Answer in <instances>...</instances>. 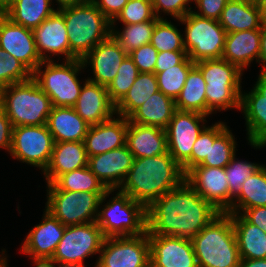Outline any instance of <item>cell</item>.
I'll return each instance as SVG.
<instances>
[{
  "label": "cell",
  "mask_w": 266,
  "mask_h": 267,
  "mask_svg": "<svg viewBox=\"0 0 266 267\" xmlns=\"http://www.w3.org/2000/svg\"><path fill=\"white\" fill-rule=\"evenodd\" d=\"M220 213L185 180L146 209L147 232L191 240Z\"/></svg>",
  "instance_id": "obj_1"
},
{
  "label": "cell",
  "mask_w": 266,
  "mask_h": 267,
  "mask_svg": "<svg viewBox=\"0 0 266 267\" xmlns=\"http://www.w3.org/2000/svg\"><path fill=\"white\" fill-rule=\"evenodd\" d=\"M184 181L182 167L167 152L153 157L134 158L133 165L117 190L128 194L147 209Z\"/></svg>",
  "instance_id": "obj_2"
},
{
  "label": "cell",
  "mask_w": 266,
  "mask_h": 267,
  "mask_svg": "<svg viewBox=\"0 0 266 267\" xmlns=\"http://www.w3.org/2000/svg\"><path fill=\"white\" fill-rule=\"evenodd\" d=\"M198 267H238L240 254L229 213H220L192 239Z\"/></svg>",
  "instance_id": "obj_3"
},
{
  "label": "cell",
  "mask_w": 266,
  "mask_h": 267,
  "mask_svg": "<svg viewBox=\"0 0 266 267\" xmlns=\"http://www.w3.org/2000/svg\"><path fill=\"white\" fill-rule=\"evenodd\" d=\"M64 17L70 55L82 60L100 42L111 35V21L91 0L59 10Z\"/></svg>",
  "instance_id": "obj_4"
},
{
  "label": "cell",
  "mask_w": 266,
  "mask_h": 267,
  "mask_svg": "<svg viewBox=\"0 0 266 267\" xmlns=\"http://www.w3.org/2000/svg\"><path fill=\"white\" fill-rule=\"evenodd\" d=\"M206 82L207 116L215 110L240 109L242 70L220 59H206L195 63Z\"/></svg>",
  "instance_id": "obj_5"
},
{
  "label": "cell",
  "mask_w": 266,
  "mask_h": 267,
  "mask_svg": "<svg viewBox=\"0 0 266 267\" xmlns=\"http://www.w3.org/2000/svg\"><path fill=\"white\" fill-rule=\"evenodd\" d=\"M0 103L13 127L47 124L50 98L31 78L0 89Z\"/></svg>",
  "instance_id": "obj_6"
},
{
  "label": "cell",
  "mask_w": 266,
  "mask_h": 267,
  "mask_svg": "<svg viewBox=\"0 0 266 267\" xmlns=\"http://www.w3.org/2000/svg\"><path fill=\"white\" fill-rule=\"evenodd\" d=\"M84 68L80 59L65 60L62 64L43 61L32 73V79L50 98L52 107H73L82 88L77 76Z\"/></svg>",
  "instance_id": "obj_7"
},
{
  "label": "cell",
  "mask_w": 266,
  "mask_h": 267,
  "mask_svg": "<svg viewBox=\"0 0 266 267\" xmlns=\"http://www.w3.org/2000/svg\"><path fill=\"white\" fill-rule=\"evenodd\" d=\"M47 203L45 209L63 225H81L95 222L98 211L107 196L116 190L106 192H73L58 190L47 183Z\"/></svg>",
  "instance_id": "obj_8"
},
{
  "label": "cell",
  "mask_w": 266,
  "mask_h": 267,
  "mask_svg": "<svg viewBox=\"0 0 266 267\" xmlns=\"http://www.w3.org/2000/svg\"><path fill=\"white\" fill-rule=\"evenodd\" d=\"M102 207L96 222L105 238L141 235L147 231L146 208L128 194L118 190Z\"/></svg>",
  "instance_id": "obj_9"
},
{
  "label": "cell",
  "mask_w": 266,
  "mask_h": 267,
  "mask_svg": "<svg viewBox=\"0 0 266 267\" xmlns=\"http://www.w3.org/2000/svg\"><path fill=\"white\" fill-rule=\"evenodd\" d=\"M178 21L186 25L183 45L192 62L222 57L226 31L217 20L200 17L191 11Z\"/></svg>",
  "instance_id": "obj_10"
},
{
  "label": "cell",
  "mask_w": 266,
  "mask_h": 267,
  "mask_svg": "<svg viewBox=\"0 0 266 267\" xmlns=\"http://www.w3.org/2000/svg\"><path fill=\"white\" fill-rule=\"evenodd\" d=\"M105 237L97 222L66 226L53 257L46 263L85 267V258L100 253Z\"/></svg>",
  "instance_id": "obj_11"
},
{
  "label": "cell",
  "mask_w": 266,
  "mask_h": 267,
  "mask_svg": "<svg viewBox=\"0 0 266 267\" xmlns=\"http://www.w3.org/2000/svg\"><path fill=\"white\" fill-rule=\"evenodd\" d=\"M54 140L46 124L13 127L10 156L39 167L44 172L48 167Z\"/></svg>",
  "instance_id": "obj_12"
},
{
  "label": "cell",
  "mask_w": 266,
  "mask_h": 267,
  "mask_svg": "<svg viewBox=\"0 0 266 267\" xmlns=\"http://www.w3.org/2000/svg\"><path fill=\"white\" fill-rule=\"evenodd\" d=\"M95 267H150L148 232L105 238Z\"/></svg>",
  "instance_id": "obj_13"
},
{
  "label": "cell",
  "mask_w": 266,
  "mask_h": 267,
  "mask_svg": "<svg viewBox=\"0 0 266 267\" xmlns=\"http://www.w3.org/2000/svg\"><path fill=\"white\" fill-rule=\"evenodd\" d=\"M206 117L197 112L176 110L166 127L168 153L180 166L191 157L193 144L206 128Z\"/></svg>",
  "instance_id": "obj_14"
},
{
  "label": "cell",
  "mask_w": 266,
  "mask_h": 267,
  "mask_svg": "<svg viewBox=\"0 0 266 267\" xmlns=\"http://www.w3.org/2000/svg\"><path fill=\"white\" fill-rule=\"evenodd\" d=\"M187 183L221 213H231L233 197L225 168L195 166L186 175Z\"/></svg>",
  "instance_id": "obj_15"
},
{
  "label": "cell",
  "mask_w": 266,
  "mask_h": 267,
  "mask_svg": "<svg viewBox=\"0 0 266 267\" xmlns=\"http://www.w3.org/2000/svg\"><path fill=\"white\" fill-rule=\"evenodd\" d=\"M0 48L32 73L43 62L36 49L33 30L13 23L4 14H0Z\"/></svg>",
  "instance_id": "obj_16"
},
{
  "label": "cell",
  "mask_w": 266,
  "mask_h": 267,
  "mask_svg": "<svg viewBox=\"0 0 266 267\" xmlns=\"http://www.w3.org/2000/svg\"><path fill=\"white\" fill-rule=\"evenodd\" d=\"M150 243V267H198L190 239L152 235L148 232Z\"/></svg>",
  "instance_id": "obj_17"
},
{
  "label": "cell",
  "mask_w": 266,
  "mask_h": 267,
  "mask_svg": "<svg viewBox=\"0 0 266 267\" xmlns=\"http://www.w3.org/2000/svg\"><path fill=\"white\" fill-rule=\"evenodd\" d=\"M66 226L45 209L43 220L26 236L22 252L29 255L36 267L48 262L63 237Z\"/></svg>",
  "instance_id": "obj_18"
},
{
  "label": "cell",
  "mask_w": 266,
  "mask_h": 267,
  "mask_svg": "<svg viewBox=\"0 0 266 267\" xmlns=\"http://www.w3.org/2000/svg\"><path fill=\"white\" fill-rule=\"evenodd\" d=\"M128 54L121 45L110 35L100 42L83 59V66L92 65L94 78L87 80L108 87L117 76L120 65Z\"/></svg>",
  "instance_id": "obj_19"
},
{
  "label": "cell",
  "mask_w": 266,
  "mask_h": 267,
  "mask_svg": "<svg viewBox=\"0 0 266 267\" xmlns=\"http://www.w3.org/2000/svg\"><path fill=\"white\" fill-rule=\"evenodd\" d=\"M134 162L126 145L89 157L88 167L107 190H117Z\"/></svg>",
  "instance_id": "obj_20"
},
{
  "label": "cell",
  "mask_w": 266,
  "mask_h": 267,
  "mask_svg": "<svg viewBox=\"0 0 266 267\" xmlns=\"http://www.w3.org/2000/svg\"><path fill=\"white\" fill-rule=\"evenodd\" d=\"M33 33L36 49L42 61L52 60L50 56H59L60 54L65 56L64 60L74 59L70 55V44L65 20L63 14L58 9L38 27H35ZM45 52H48L50 56L45 54Z\"/></svg>",
  "instance_id": "obj_21"
},
{
  "label": "cell",
  "mask_w": 266,
  "mask_h": 267,
  "mask_svg": "<svg viewBox=\"0 0 266 267\" xmlns=\"http://www.w3.org/2000/svg\"><path fill=\"white\" fill-rule=\"evenodd\" d=\"M73 108L90 126L103 123L116 114L115 104L109 98L107 87L88 80L82 86Z\"/></svg>",
  "instance_id": "obj_22"
},
{
  "label": "cell",
  "mask_w": 266,
  "mask_h": 267,
  "mask_svg": "<svg viewBox=\"0 0 266 267\" xmlns=\"http://www.w3.org/2000/svg\"><path fill=\"white\" fill-rule=\"evenodd\" d=\"M128 118L119 116L90 126L84 139L88 157L102 154L126 145Z\"/></svg>",
  "instance_id": "obj_23"
},
{
  "label": "cell",
  "mask_w": 266,
  "mask_h": 267,
  "mask_svg": "<svg viewBox=\"0 0 266 267\" xmlns=\"http://www.w3.org/2000/svg\"><path fill=\"white\" fill-rule=\"evenodd\" d=\"M261 29L226 33L222 57L242 71L255 59L259 63Z\"/></svg>",
  "instance_id": "obj_24"
},
{
  "label": "cell",
  "mask_w": 266,
  "mask_h": 267,
  "mask_svg": "<svg viewBox=\"0 0 266 267\" xmlns=\"http://www.w3.org/2000/svg\"><path fill=\"white\" fill-rule=\"evenodd\" d=\"M84 141L54 142L50 163L43 172L46 183H53L60 175L88 166Z\"/></svg>",
  "instance_id": "obj_25"
},
{
  "label": "cell",
  "mask_w": 266,
  "mask_h": 267,
  "mask_svg": "<svg viewBox=\"0 0 266 267\" xmlns=\"http://www.w3.org/2000/svg\"><path fill=\"white\" fill-rule=\"evenodd\" d=\"M126 146L134 158L153 157L168 152L166 131L159 127L128 121Z\"/></svg>",
  "instance_id": "obj_26"
},
{
  "label": "cell",
  "mask_w": 266,
  "mask_h": 267,
  "mask_svg": "<svg viewBox=\"0 0 266 267\" xmlns=\"http://www.w3.org/2000/svg\"><path fill=\"white\" fill-rule=\"evenodd\" d=\"M226 33L261 29V11L257 0H228L218 20Z\"/></svg>",
  "instance_id": "obj_27"
},
{
  "label": "cell",
  "mask_w": 266,
  "mask_h": 267,
  "mask_svg": "<svg viewBox=\"0 0 266 267\" xmlns=\"http://www.w3.org/2000/svg\"><path fill=\"white\" fill-rule=\"evenodd\" d=\"M46 125L54 142L84 141L90 127L73 107H52Z\"/></svg>",
  "instance_id": "obj_28"
},
{
  "label": "cell",
  "mask_w": 266,
  "mask_h": 267,
  "mask_svg": "<svg viewBox=\"0 0 266 267\" xmlns=\"http://www.w3.org/2000/svg\"><path fill=\"white\" fill-rule=\"evenodd\" d=\"M175 111V100L158 91L137 108L128 117V121L165 130Z\"/></svg>",
  "instance_id": "obj_29"
},
{
  "label": "cell",
  "mask_w": 266,
  "mask_h": 267,
  "mask_svg": "<svg viewBox=\"0 0 266 267\" xmlns=\"http://www.w3.org/2000/svg\"><path fill=\"white\" fill-rule=\"evenodd\" d=\"M232 218L241 259L266 258V233L249 223L239 213H229Z\"/></svg>",
  "instance_id": "obj_30"
},
{
  "label": "cell",
  "mask_w": 266,
  "mask_h": 267,
  "mask_svg": "<svg viewBox=\"0 0 266 267\" xmlns=\"http://www.w3.org/2000/svg\"><path fill=\"white\" fill-rule=\"evenodd\" d=\"M235 138L224 122L209 127V150L198 166L225 168L236 154Z\"/></svg>",
  "instance_id": "obj_31"
},
{
  "label": "cell",
  "mask_w": 266,
  "mask_h": 267,
  "mask_svg": "<svg viewBox=\"0 0 266 267\" xmlns=\"http://www.w3.org/2000/svg\"><path fill=\"white\" fill-rule=\"evenodd\" d=\"M240 110L244 112L249 143H262L266 140V100L253 87L251 92L242 93Z\"/></svg>",
  "instance_id": "obj_32"
},
{
  "label": "cell",
  "mask_w": 266,
  "mask_h": 267,
  "mask_svg": "<svg viewBox=\"0 0 266 267\" xmlns=\"http://www.w3.org/2000/svg\"><path fill=\"white\" fill-rule=\"evenodd\" d=\"M51 5L52 0H15L4 15L13 23L33 30L56 11Z\"/></svg>",
  "instance_id": "obj_33"
},
{
  "label": "cell",
  "mask_w": 266,
  "mask_h": 267,
  "mask_svg": "<svg viewBox=\"0 0 266 267\" xmlns=\"http://www.w3.org/2000/svg\"><path fill=\"white\" fill-rule=\"evenodd\" d=\"M175 107L179 111L197 112L207 116L206 82L196 66L189 71L185 85L175 100Z\"/></svg>",
  "instance_id": "obj_34"
},
{
  "label": "cell",
  "mask_w": 266,
  "mask_h": 267,
  "mask_svg": "<svg viewBox=\"0 0 266 267\" xmlns=\"http://www.w3.org/2000/svg\"><path fill=\"white\" fill-rule=\"evenodd\" d=\"M158 91L154 73H139L126 95L115 105L116 115L128 118Z\"/></svg>",
  "instance_id": "obj_35"
},
{
  "label": "cell",
  "mask_w": 266,
  "mask_h": 267,
  "mask_svg": "<svg viewBox=\"0 0 266 267\" xmlns=\"http://www.w3.org/2000/svg\"><path fill=\"white\" fill-rule=\"evenodd\" d=\"M260 206H266L265 165L245 180L239 194L233 199L231 213L240 214L244 209Z\"/></svg>",
  "instance_id": "obj_36"
},
{
  "label": "cell",
  "mask_w": 266,
  "mask_h": 267,
  "mask_svg": "<svg viewBox=\"0 0 266 267\" xmlns=\"http://www.w3.org/2000/svg\"><path fill=\"white\" fill-rule=\"evenodd\" d=\"M58 190L106 192L107 189L88 166L60 175L53 183Z\"/></svg>",
  "instance_id": "obj_37"
},
{
  "label": "cell",
  "mask_w": 266,
  "mask_h": 267,
  "mask_svg": "<svg viewBox=\"0 0 266 267\" xmlns=\"http://www.w3.org/2000/svg\"><path fill=\"white\" fill-rule=\"evenodd\" d=\"M158 18L138 24L124 25L122 32L111 29V35L127 53L151 42V37Z\"/></svg>",
  "instance_id": "obj_38"
},
{
  "label": "cell",
  "mask_w": 266,
  "mask_h": 267,
  "mask_svg": "<svg viewBox=\"0 0 266 267\" xmlns=\"http://www.w3.org/2000/svg\"><path fill=\"white\" fill-rule=\"evenodd\" d=\"M194 66L195 63L187 56L179 65L161 68V73H154L159 91L176 100L185 85L189 71Z\"/></svg>",
  "instance_id": "obj_39"
},
{
  "label": "cell",
  "mask_w": 266,
  "mask_h": 267,
  "mask_svg": "<svg viewBox=\"0 0 266 267\" xmlns=\"http://www.w3.org/2000/svg\"><path fill=\"white\" fill-rule=\"evenodd\" d=\"M183 37L171 21L163 18L156 22L150 44L158 52L185 51Z\"/></svg>",
  "instance_id": "obj_40"
},
{
  "label": "cell",
  "mask_w": 266,
  "mask_h": 267,
  "mask_svg": "<svg viewBox=\"0 0 266 267\" xmlns=\"http://www.w3.org/2000/svg\"><path fill=\"white\" fill-rule=\"evenodd\" d=\"M139 74L133 60L127 56L120 65L117 76L107 87L110 100L116 105L128 92Z\"/></svg>",
  "instance_id": "obj_41"
},
{
  "label": "cell",
  "mask_w": 266,
  "mask_h": 267,
  "mask_svg": "<svg viewBox=\"0 0 266 267\" xmlns=\"http://www.w3.org/2000/svg\"><path fill=\"white\" fill-rule=\"evenodd\" d=\"M31 78L32 72L25 65L0 48V89Z\"/></svg>",
  "instance_id": "obj_42"
},
{
  "label": "cell",
  "mask_w": 266,
  "mask_h": 267,
  "mask_svg": "<svg viewBox=\"0 0 266 267\" xmlns=\"http://www.w3.org/2000/svg\"><path fill=\"white\" fill-rule=\"evenodd\" d=\"M152 0H128L120 13L111 21V29L119 20L124 25L138 24L155 18Z\"/></svg>",
  "instance_id": "obj_43"
},
{
  "label": "cell",
  "mask_w": 266,
  "mask_h": 267,
  "mask_svg": "<svg viewBox=\"0 0 266 267\" xmlns=\"http://www.w3.org/2000/svg\"><path fill=\"white\" fill-rule=\"evenodd\" d=\"M234 155L225 167V174L229 184L230 195L235 198L245 182L251 175H253L260 167L263 165L250 163L246 161H237V158Z\"/></svg>",
  "instance_id": "obj_44"
},
{
  "label": "cell",
  "mask_w": 266,
  "mask_h": 267,
  "mask_svg": "<svg viewBox=\"0 0 266 267\" xmlns=\"http://www.w3.org/2000/svg\"><path fill=\"white\" fill-rule=\"evenodd\" d=\"M128 56L137 66L139 73H154L158 51L150 43L136 48Z\"/></svg>",
  "instance_id": "obj_45"
},
{
  "label": "cell",
  "mask_w": 266,
  "mask_h": 267,
  "mask_svg": "<svg viewBox=\"0 0 266 267\" xmlns=\"http://www.w3.org/2000/svg\"><path fill=\"white\" fill-rule=\"evenodd\" d=\"M192 2L191 0H152L153 11L158 19H163L159 15L162 11L173 16L175 19H182L186 14L193 11L188 5ZM161 10V11H160Z\"/></svg>",
  "instance_id": "obj_46"
},
{
  "label": "cell",
  "mask_w": 266,
  "mask_h": 267,
  "mask_svg": "<svg viewBox=\"0 0 266 267\" xmlns=\"http://www.w3.org/2000/svg\"><path fill=\"white\" fill-rule=\"evenodd\" d=\"M209 150V126L206 127L197 140L193 144L191 157L181 166L184 174L186 175L192 168L200 165L205 157L208 155Z\"/></svg>",
  "instance_id": "obj_47"
},
{
  "label": "cell",
  "mask_w": 266,
  "mask_h": 267,
  "mask_svg": "<svg viewBox=\"0 0 266 267\" xmlns=\"http://www.w3.org/2000/svg\"><path fill=\"white\" fill-rule=\"evenodd\" d=\"M194 2L200 12L193 11V13L203 18L218 21L228 0H194Z\"/></svg>",
  "instance_id": "obj_48"
},
{
  "label": "cell",
  "mask_w": 266,
  "mask_h": 267,
  "mask_svg": "<svg viewBox=\"0 0 266 267\" xmlns=\"http://www.w3.org/2000/svg\"><path fill=\"white\" fill-rule=\"evenodd\" d=\"M186 57V51L158 52L154 73H161V68L179 65Z\"/></svg>",
  "instance_id": "obj_49"
},
{
  "label": "cell",
  "mask_w": 266,
  "mask_h": 267,
  "mask_svg": "<svg viewBox=\"0 0 266 267\" xmlns=\"http://www.w3.org/2000/svg\"><path fill=\"white\" fill-rule=\"evenodd\" d=\"M12 130L11 121L0 103V148L6 149L8 152H10L12 144Z\"/></svg>",
  "instance_id": "obj_50"
},
{
  "label": "cell",
  "mask_w": 266,
  "mask_h": 267,
  "mask_svg": "<svg viewBox=\"0 0 266 267\" xmlns=\"http://www.w3.org/2000/svg\"><path fill=\"white\" fill-rule=\"evenodd\" d=\"M112 21L128 3V0H91Z\"/></svg>",
  "instance_id": "obj_51"
},
{
  "label": "cell",
  "mask_w": 266,
  "mask_h": 267,
  "mask_svg": "<svg viewBox=\"0 0 266 267\" xmlns=\"http://www.w3.org/2000/svg\"><path fill=\"white\" fill-rule=\"evenodd\" d=\"M242 212L240 214L249 223L256 225L266 233V206L247 208Z\"/></svg>",
  "instance_id": "obj_52"
},
{
  "label": "cell",
  "mask_w": 266,
  "mask_h": 267,
  "mask_svg": "<svg viewBox=\"0 0 266 267\" xmlns=\"http://www.w3.org/2000/svg\"><path fill=\"white\" fill-rule=\"evenodd\" d=\"M263 62V69H261L264 74H266V25L262 26L261 32V46H260V56L259 63Z\"/></svg>",
  "instance_id": "obj_53"
},
{
  "label": "cell",
  "mask_w": 266,
  "mask_h": 267,
  "mask_svg": "<svg viewBox=\"0 0 266 267\" xmlns=\"http://www.w3.org/2000/svg\"><path fill=\"white\" fill-rule=\"evenodd\" d=\"M238 267H266V258L241 259Z\"/></svg>",
  "instance_id": "obj_54"
},
{
  "label": "cell",
  "mask_w": 266,
  "mask_h": 267,
  "mask_svg": "<svg viewBox=\"0 0 266 267\" xmlns=\"http://www.w3.org/2000/svg\"><path fill=\"white\" fill-rule=\"evenodd\" d=\"M254 88L262 95V99L266 100V74L260 72Z\"/></svg>",
  "instance_id": "obj_55"
},
{
  "label": "cell",
  "mask_w": 266,
  "mask_h": 267,
  "mask_svg": "<svg viewBox=\"0 0 266 267\" xmlns=\"http://www.w3.org/2000/svg\"><path fill=\"white\" fill-rule=\"evenodd\" d=\"M85 1L86 0H56V2L59 5L58 10L65 8V7H70V6L82 4Z\"/></svg>",
  "instance_id": "obj_56"
},
{
  "label": "cell",
  "mask_w": 266,
  "mask_h": 267,
  "mask_svg": "<svg viewBox=\"0 0 266 267\" xmlns=\"http://www.w3.org/2000/svg\"><path fill=\"white\" fill-rule=\"evenodd\" d=\"M15 0H0V14H4L13 4Z\"/></svg>",
  "instance_id": "obj_57"
},
{
  "label": "cell",
  "mask_w": 266,
  "mask_h": 267,
  "mask_svg": "<svg viewBox=\"0 0 266 267\" xmlns=\"http://www.w3.org/2000/svg\"><path fill=\"white\" fill-rule=\"evenodd\" d=\"M257 2L261 11L262 23L266 25V0H257Z\"/></svg>",
  "instance_id": "obj_58"
},
{
  "label": "cell",
  "mask_w": 266,
  "mask_h": 267,
  "mask_svg": "<svg viewBox=\"0 0 266 267\" xmlns=\"http://www.w3.org/2000/svg\"><path fill=\"white\" fill-rule=\"evenodd\" d=\"M39 267H56V265L54 263H44ZM57 267H78V266L57 265Z\"/></svg>",
  "instance_id": "obj_59"
},
{
  "label": "cell",
  "mask_w": 266,
  "mask_h": 267,
  "mask_svg": "<svg viewBox=\"0 0 266 267\" xmlns=\"http://www.w3.org/2000/svg\"><path fill=\"white\" fill-rule=\"evenodd\" d=\"M254 148H263L264 146L266 147V140L262 143H250Z\"/></svg>",
  "instance_id": "obj_60"
},
{
  "label": "cell",
  "mask_w": 266,
  "mask_h": 267,
  "mask_svg": "<svg viewBox=\"0 0 266 267\" xmlns=\"http://www.w3.org/2000/svg\"><path fill=\"white\" fill-rule=\"evenodd\" d=\"M0 267H5V258L3 256L0 257Z\"/></svg>",
  "instance_id": "obj_61"
},
{
  "label": "cell",
  "mask_w": 266,
  "mask_h": 267,
  "mask_svg": "<svg viewBox=\"0 0 266 267\" xmlns=\"http://www.w3.org/2000/svg\"><path fill=\"white\" fill-rule=\"evenodd\" d=\"M5 257V267H7L8 266V262H7V259H6V256H4Z\"/></svg>",
  "instance_id": "obj_62"
}]
</instances>
